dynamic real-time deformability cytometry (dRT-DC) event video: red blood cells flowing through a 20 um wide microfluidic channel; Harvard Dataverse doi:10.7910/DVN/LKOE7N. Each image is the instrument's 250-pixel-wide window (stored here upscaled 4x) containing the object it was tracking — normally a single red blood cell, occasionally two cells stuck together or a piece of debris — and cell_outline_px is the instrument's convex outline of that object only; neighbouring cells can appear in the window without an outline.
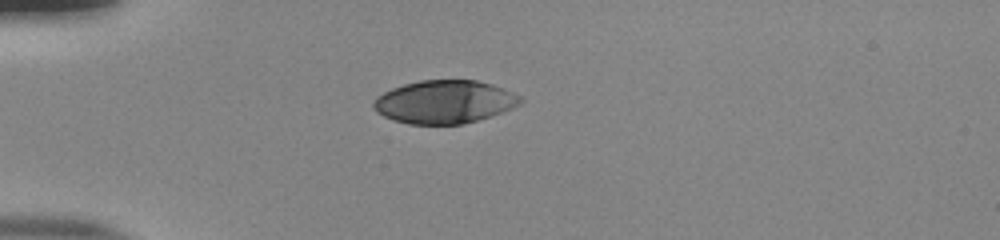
{"species": "human", "species_latin": "Homo sapiens", "temperature_condition": "room temperature", "stored_images_in_passage": 40, "camera_frame_rate_fps": 3000, "um_per_image_px": 0.085, "donor": {"sex": "male"}, "frame": {"image": 1, "passage_image": 1, "time_ms": 0.0, "image_size_px": [1000, 240], "cell_outline_px": [[524, 100], [520, 104], [512, 108], [464, 124], [408, 124], [392, 120], [376, 112], [372, 104], [376, 96], [392, 88], [404, 84], [420, 80], [476, 80], [512, 92], [520, 96]], "centroid_in_image_um": [37.73, 8.66], "position_along_channel_um": 47.3, "area_um2": 36.65}}
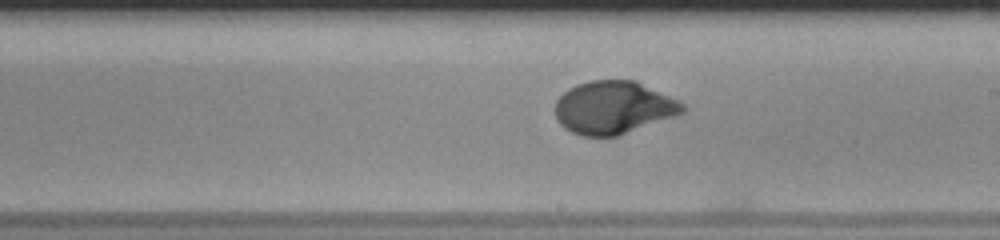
{"frame": {"image": 2, "passage_image": 18, "time_ms": 5.667, "image_size_px": [1000, 240], "cell_outline_px": [[684, 112], [616, 136], [580, 136], [564, 128], [560, 124], [556, 116], [556, 100], [568, 88], [576, 84], [588, 80], [636, 80], [684, 104]], "centroid_in_image_um": [52.09, 9.13], "position_along_channel_um": 236.9, "area_um2": 38.78}}
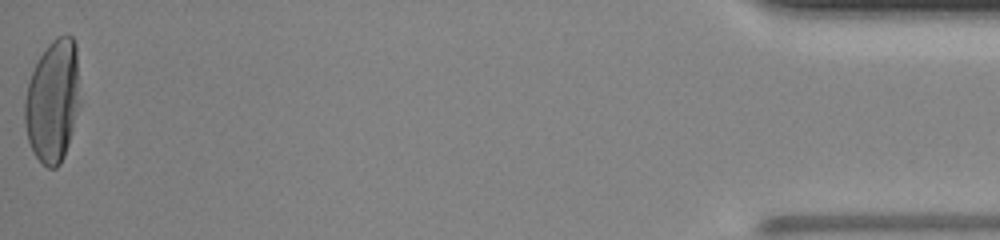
{"frame": {"image": 3, "passage_image": 40, "time_ms": 13.0, "image_size_px": [1000, 240], "cell_outline_px": [[80, 104], [68, 144], [64, 156], [60, 164], [56, 168], [48, 168], [36, 156], [28, 140], [24, 120], [24, 100], [28, 84], [32, 72], [40, 56], [48, 44], [52, 40], [60, 36], [72, 36], [76, 44]], "centroid_in_image_um": [4.49, 8.59], "position_along_channel_um": 430.7, "area_um2": 39.25}, "authors_computed_cell_mechanics": {"area_um2": 38.7838, "velocity_mm_per_s": 3.8118, "shape_relaxation_time_tau1_ms": 3.4005, "shape_relaxation_time_tau2_ms": null, "deformation_change_tau1": 0.2034, "deformation_change_tau2": null}}